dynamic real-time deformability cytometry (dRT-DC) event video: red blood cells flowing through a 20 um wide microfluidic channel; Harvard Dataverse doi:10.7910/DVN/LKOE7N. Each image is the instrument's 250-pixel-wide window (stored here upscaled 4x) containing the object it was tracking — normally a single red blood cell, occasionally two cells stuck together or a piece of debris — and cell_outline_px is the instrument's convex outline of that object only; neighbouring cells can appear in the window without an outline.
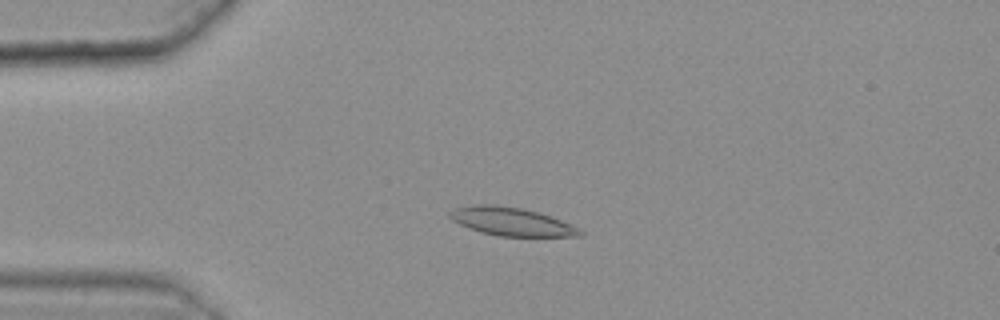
{"species": "common noctule bat (a hibernating species)", "species_latin": "Nyctalus noctula", "temperature_condition": "warm", "stored_images_in_passage": 37, "camera_frame_rate_fps": 3000, "um_per_image_px": 0.085, "animal": {"sex": "female", "body_mass_g": 25.1}, "frame": {"image": 1, "passage_image": 4, "time_ms": 1.0, "image_size_px": [1000, 320], "cell_outline_px": [[584, 236], [500, 236], [480, 232], [468, 228], [452, 220], [448, 216], [448, 212], [456, 208], [476, 204], [492, 204], [524, 208], [540, 212], [560, 220], [584, 232]], "centroid_in_image_um": [43.43, 18.82], "position_along_channel_um": 41.6, "area_um2": 21.39}}
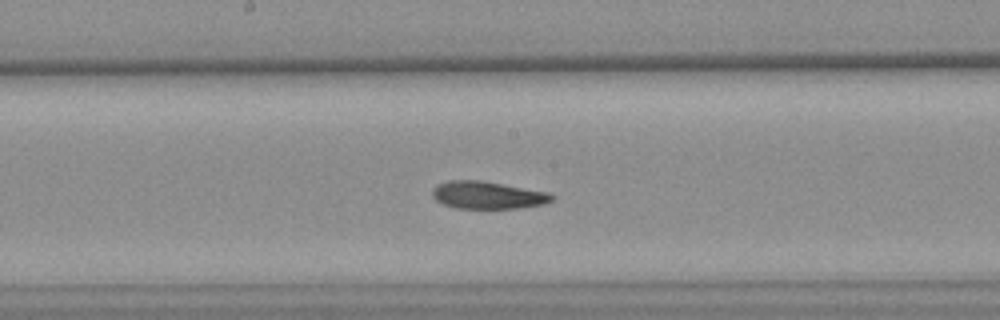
{"frame": {"image": 2, "passage_image": 20, "time_ms": 6.333, "image_size_px": [1000, 320], "cell_outline_px": [[556, 196], [552, 200], [544, 204], [520, 208], [456, 208], [444, 204], [436, 200], [432, 196], [432, 188], [436, 184], [448, 180], [480, 180], [548, 192]], "centroid_in_image_um": [41.43, 16.58], "position_along_channel_um": 206.8, "area_um2": 19.19}}
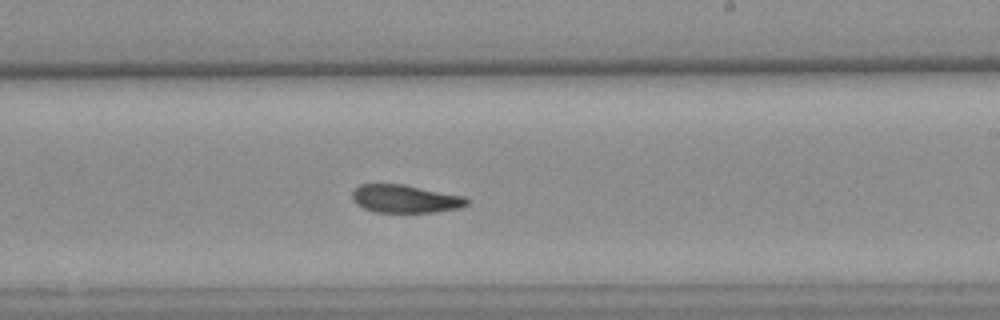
{"frame": {"image": 3, "passage_image": 24, "time_ms": 7.667, "image_size_px": [1000, 320], "cell_outline_px": [[468, 204], [460, 208], [436, 212], [376, 212], [364, 208], [356, 204], [352, 200], [352, 192], [360, 184], [404, 184], [464, 196], [468, 200]], "centroid_in_image_um": [34.44, 16.9], "position_along_channel_um": 254.6, "area_um2": 18.73}, "authors_computed_cell_mechanics": {"area_um2": 19.652, "velocity_mm_per_s": 3.5986, "shape_relaxation_time_tau1_ms": 10.0562, "shape_relaxation_time_tau2_ms": 6.1335, "deformation_change_tau1": 0.2191, "deformation_change_tau2": 0.1396}}